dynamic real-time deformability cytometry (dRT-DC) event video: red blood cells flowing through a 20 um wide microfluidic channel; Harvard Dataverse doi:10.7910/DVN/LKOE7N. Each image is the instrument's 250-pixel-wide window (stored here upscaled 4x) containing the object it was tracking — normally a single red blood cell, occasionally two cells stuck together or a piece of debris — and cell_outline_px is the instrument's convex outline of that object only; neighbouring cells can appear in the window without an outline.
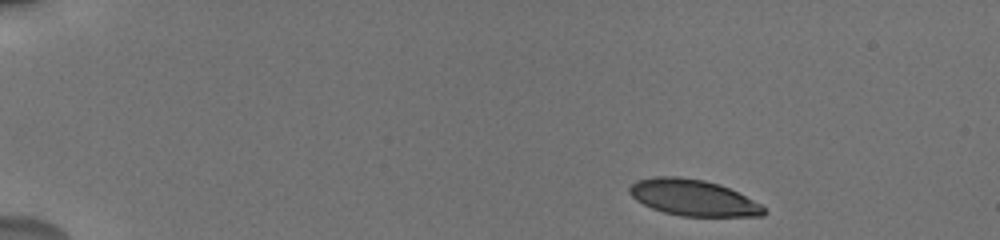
{"species": "human", "species_latin": "Homo sapiens", "temperature_condition": "cold", "stored_images_in_passage": 7, "camera_frame_rate_fps": 3000, "um_per_image_px": 0.085, "donor": {"sex": "male"}, "frame": {"image": 1, "passage_image": 1, "time_ms": 0.0, "image_size_px": [1000, 240], "cell_outline_px": [[768, 212], [764, 216], [680, 216], [664, 212], [652, 208], [636, 200], [628, 192], [628, 188], [636, 180], [652, 176], [680, 176], [704, 180], [720, 184], [760, 204]], "centroid_in_image_um": [58.88, 16.79], "position_along_channel_um": 26.1, "area_um2": 28.32}}
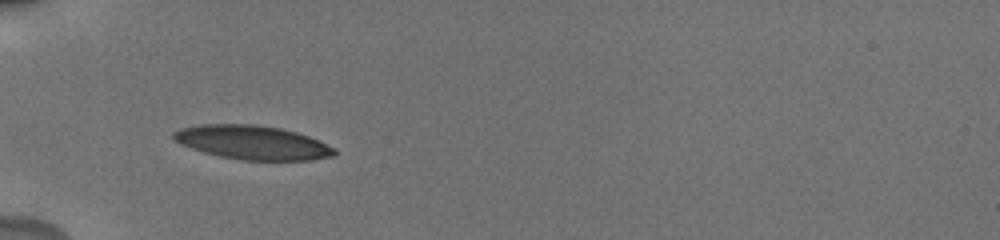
{"frame": {"image": 2, "passage_image": 5, "time_ms": 3.667, "image_size_px": [1000, 240], "cell_outline_px": [[336, 156], [312, 160], [240, 160], [220, 156], [204, 152], [180, 144], [172, 140], [172, 132], [180, 128], [200, 124], [252, 124], [280, 128], [296, 132], [308, 136], [336, 148]], "centroid_in_image_um": [21.45, 12.11], "position_along_channel_um": 63.6, "area_um2": 31.96}}